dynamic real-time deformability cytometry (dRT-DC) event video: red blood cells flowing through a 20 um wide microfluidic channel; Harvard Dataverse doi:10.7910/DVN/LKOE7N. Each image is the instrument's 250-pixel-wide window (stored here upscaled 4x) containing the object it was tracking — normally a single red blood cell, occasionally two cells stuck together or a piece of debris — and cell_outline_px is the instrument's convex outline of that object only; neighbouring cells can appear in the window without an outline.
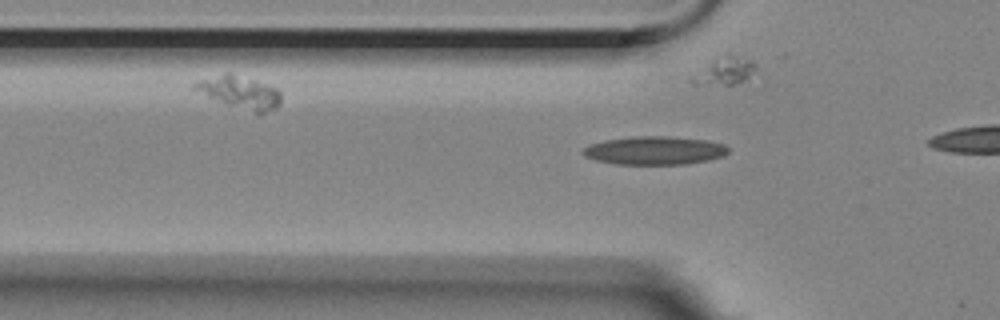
{"species": "Egyptian fruit bat (a non-hibernating species)", "species_latin": "Rousettus aegyptiacus", "temperature_condition": "room temperature", "stored_images_in_passage": 16, "camera_frame_rate_fps": 3000, "um_per_image_px": 0.085, "animal": {"sex": "female"}, "frame": {"image": 1, "passage_image": 10, "time_ms": 3.0, "image_size_px": [1000, 320], "cell_outline_px": [[728, 152], [724, 156], [708, 160], [688, 164], [616, 164], [596, 160], [584, 156], [580, 152], [588, 144], [604, 140], [632, 136], [668, 136], [708, 140], [724, 144], [728, 148]], "centroid_in_image_um": [55.62, 12.78], "position_along_channel_um": 70.2, "area_um2": 24.22}}
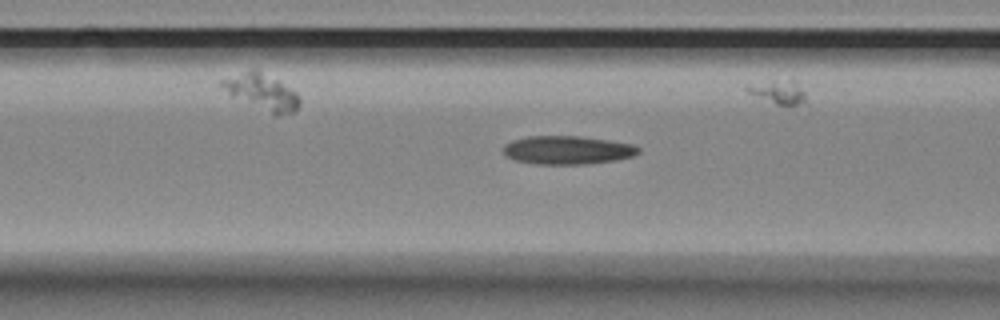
{"frame": {"image": 2, "passage_image": 14, "time_ms": 4.333, "image_size_px": [1000, 320], "cell_outline_px": [[640, 152], [632, 156], [612, 160], [584, 164], [536, 164], [516, 160], [504, 156], [504, 144], [512, 140], [528, 136], [580, 136], [608, 140], [632, 144], [640, 148]], "centroid_in_image_um": [48.19, 12.75], "position_along_channel_um": 118.4, "area_um2": 22.25}}